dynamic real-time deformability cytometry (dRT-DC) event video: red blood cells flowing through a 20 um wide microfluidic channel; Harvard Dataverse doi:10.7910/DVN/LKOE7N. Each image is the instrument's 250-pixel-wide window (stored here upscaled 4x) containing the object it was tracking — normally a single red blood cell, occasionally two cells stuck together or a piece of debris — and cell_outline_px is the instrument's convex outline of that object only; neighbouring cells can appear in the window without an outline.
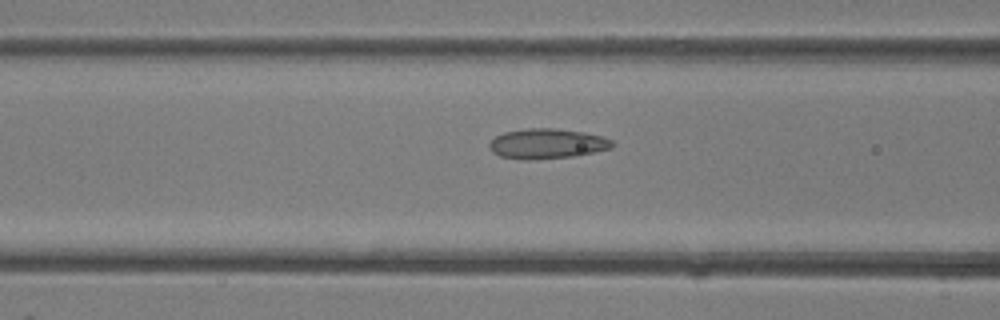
{"species": "common noctule bat (a hibernating species)", "species_latin": "Nyctalus noctula", "temperature_condition": "room temperature", "stored_images_in_passage": 5, "camera_frame_rate_fps": 3000, "um_per_image_px": 0.085, "animal": {"sex": "female"}, "frame": {"image": 1, "passage_image": 5, "time_ms": 1.333, "image_size_px": [1000, 320], "cell_outline_px": [[616, 144], [612, 148], [572, 156], [524, 160], [500, 156], [492, 152], [488, 148], [488, 144], [496, 136], [504, 132], [528, 128], [556, 128], [584, 132], [604, 136], [612, 140]], "centroid_in_image_um": [46.5, 12.2], "position_along_channel_um": 120.1, "area_um2": 21.56}}